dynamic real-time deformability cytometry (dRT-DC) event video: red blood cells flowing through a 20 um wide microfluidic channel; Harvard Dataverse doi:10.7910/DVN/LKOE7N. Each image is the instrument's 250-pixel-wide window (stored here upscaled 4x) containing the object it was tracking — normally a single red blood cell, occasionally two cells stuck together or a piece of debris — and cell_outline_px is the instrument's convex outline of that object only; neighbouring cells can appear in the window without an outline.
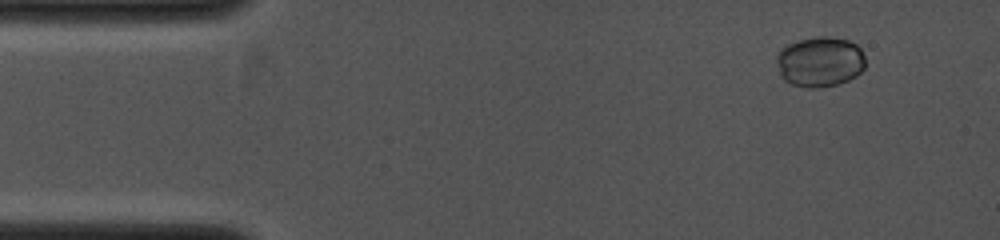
{"species": "common noctule bat (a hibernating species)", "species_latin": "Nyctalus noctula", "temperature_condition": "cold", "stored_images_in_passage": 3, "camera_frame_rate_fps": 4000, "um_per_image_px": 0.085, "animal": {"sex": "female", "body_mass_g": 19.0, "forearm_length_mm": 53.3}, "frame": {"image": 1, "passage_image": 1, "time_ms": 0.0, "image_size_px": [1000, 240], "cell_outline_px": [[864, 68], [856, 76], [848, 80], [836, 84], [816, 88], [804, 88], [792, 84], [784, 80], [780, 76], [776, 60], [776, 56], [780, 48], [788, 44], [800, 40], [816, 36], [828, 36], [848, 40], [856, 44], [860, 48], [864, 56]], "centroid_in_image_um": [69.67, 5.25], "position_along_channel_um": 15.3, "area_um2": 26.18}}